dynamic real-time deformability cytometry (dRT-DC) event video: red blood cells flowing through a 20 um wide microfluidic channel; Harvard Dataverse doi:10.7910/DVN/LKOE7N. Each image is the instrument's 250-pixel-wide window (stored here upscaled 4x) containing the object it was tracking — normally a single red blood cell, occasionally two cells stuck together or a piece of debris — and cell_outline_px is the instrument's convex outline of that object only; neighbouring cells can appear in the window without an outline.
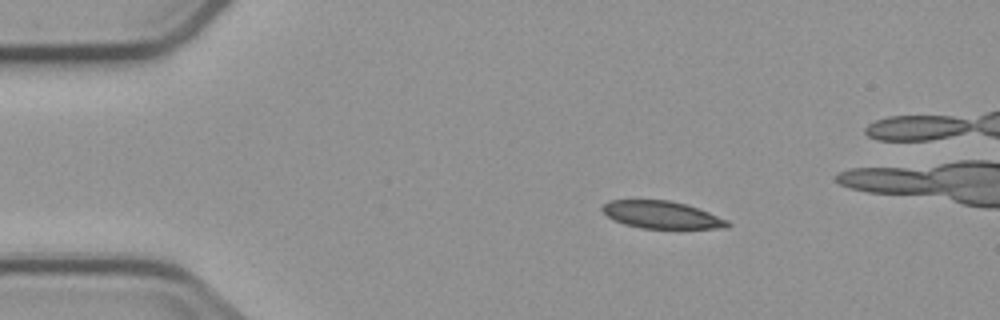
{"species": "common noctule bat (a hibernating species)", "species_latin": "Nyctalus noctula", "temperature_condition": "cold", "stored_images_in_passage": 5, "camera_frame_rate_fps": 3000, "um_per_image_px": 0.085, "animal": {"sex": "male", "body_mass_g": 23.1, "forearm_length_mm": 52.7}, "frame": {"image": 1, "passage_image": 1, "time_ms": 0.0, "image_size_px": [1000, 320], "cell_outline_px": [[732, 224], [728, 228], [640, 228], [624, 224], [608, 216], [600, 208], [608, 200], [668, 200], [688, 204], [728, 220]], "centroid_in_image_um": [56.26, 18.25], "position_along_channel_um": 28.7, "area_um2": 19.94}}
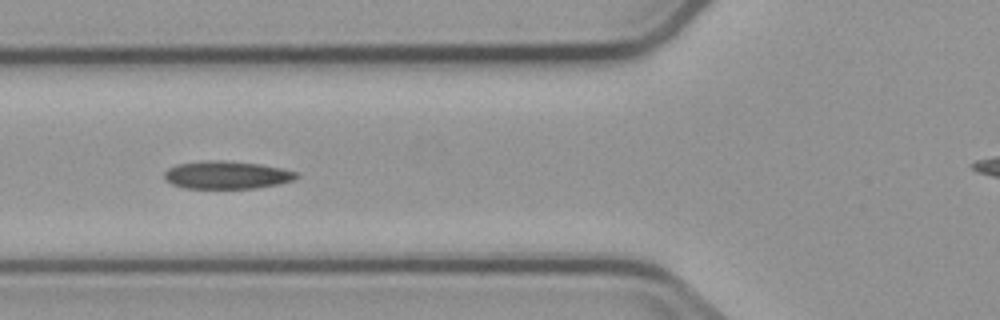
{"frame": {"image": 2, "passage_image": 4, "time_ms": 3.667, "image_size_px": [1000, 320], "cell_outline_px": [[300, 176], [296, 180], [280, 184], [256, 188], [184, 188], [172, 184], [164, 180], [164, 172], [168, 168], [176, 164], [208, 160], [224, 160], [260, 164], [280, 168], [296, 172]], "centroid_in_image_um": [19.27, 14.87], "position_along_channel_um": 106.5, "area_um2": 21.62}}
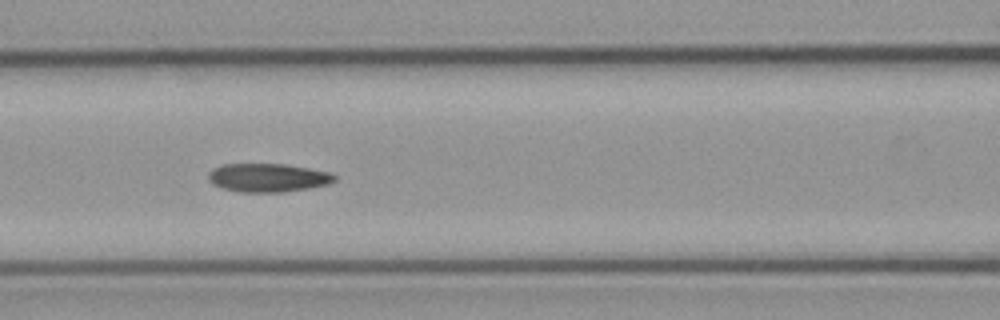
{"frame": {"image": 3, "passage_image": 5, "time_ms": 4.667, "image_size_px": [1000, 320], "cell_outline_px": [[336, 180], [328, 184], [308, 188], [284, 192], [240, 192], [220, 188], [212, 184], [208, 180], [208, 172], [212, 168], [224, 164], [284, 164], [308, 168], [328, 172], [336, 176]], "centroid_in_image_um": [22.72, 15.11], "position_along_channel_um": 143.9, "area_um2": 21.04}}